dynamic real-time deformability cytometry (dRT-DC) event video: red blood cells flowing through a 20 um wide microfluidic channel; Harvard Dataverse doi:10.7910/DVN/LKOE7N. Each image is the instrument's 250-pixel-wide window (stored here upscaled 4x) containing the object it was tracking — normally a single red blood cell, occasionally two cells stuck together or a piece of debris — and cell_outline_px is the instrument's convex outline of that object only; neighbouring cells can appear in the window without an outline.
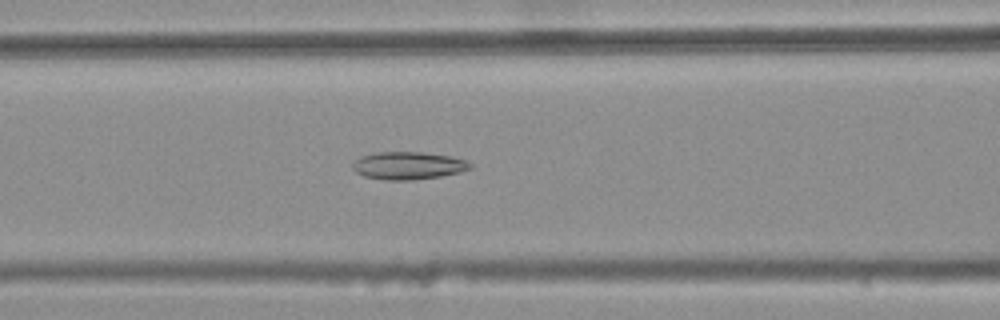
{"species": "common noctule bat (a hibernating species)", "species_latin": "Nyctalus noctula", "temperature_condition": "warm", "stored_images_in_passage": 31, "camera_frame_rate_fps": 3000, "um_per_image_px": 0.085, "animal": {"sex": "female", "body_mass_g": 25.1}, "frame": {"image": 1, "passage_image": 6, "time_ms": 1.667, "image_size_px": [1000, 320], "cell_outline_px": [[472, 168], [460, 172], [440, 176], [412, 180], [388, 180], [364, 176], [356, 172], [352, 168], [352, 164], [360, 156], [376, 152], [420, 152], [448, 156], [468, 160], [472, 164]], "centroid_in_image_um": [34.7, 14.07], "position_along_channel_um": 131.9, "area_um2": 18.9}}
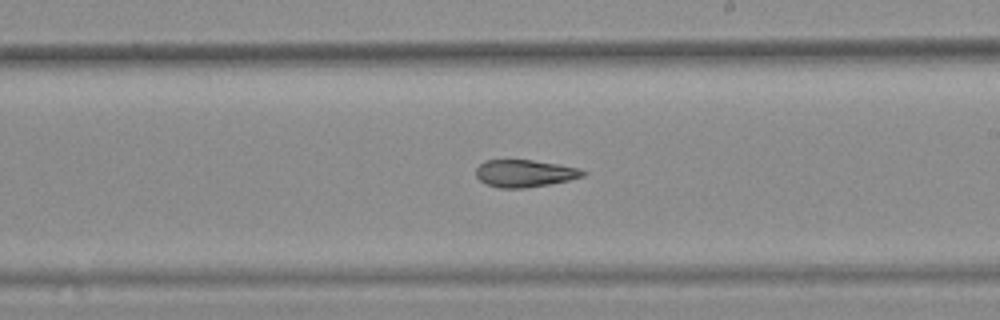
{"frame": {"image": 2, "passage_image": 15, "time_ms": 4.667, "image_size_px": [1000, 320], "cell_outline_px": [[588, 172], [584, 176], [568, 180], [548, 184], [524, 188], [500, 188], [488, 184], [480, 180], [476, 176], [476, 168], [484, 160], [532, 160], [560, 164], [580, 168]], "centroid_in_image_um": [44.62, 14.72], "position_along_channel_um": 244.4, "area_um2": 16.99}}
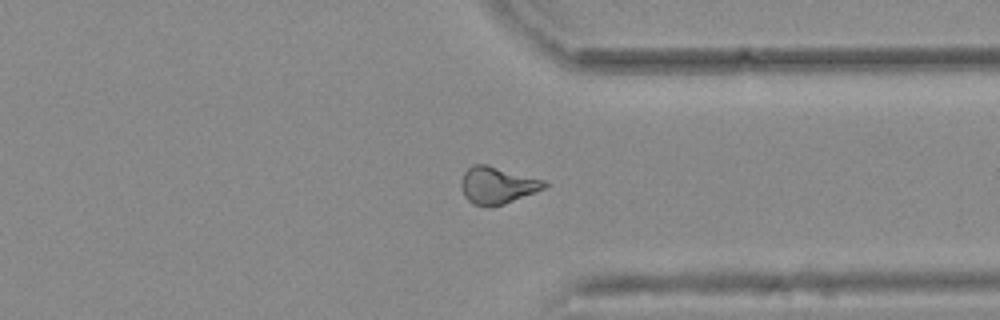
{"frame": {"image": 3, "passage_image": 25, "time_ms": 8.0, "image_size_px": [1000, 320], "cell_outline_px": [[548, 184], [544, 188], [504, 204], [492, 208], [472, 204], [464, 196], [460, 184], [464, 172], [472, 164], [488, 164], [544, 180]], "centroid_in_image_um": [42.23, 15.75], "position_along_channel_um": 369.2, "area_um2": 18.03}, "authors_computed_cell_mechanics": {"area_um2": 17.7446, "velocity_mm_per_s": 3.7602, "shape_relaxation_time_tau1_ms": null, "shape_relaxation_time_tau2_ms": 5.4935, "deformation_change_tau1": null, "deformation_change_tau2": 0.1425}}